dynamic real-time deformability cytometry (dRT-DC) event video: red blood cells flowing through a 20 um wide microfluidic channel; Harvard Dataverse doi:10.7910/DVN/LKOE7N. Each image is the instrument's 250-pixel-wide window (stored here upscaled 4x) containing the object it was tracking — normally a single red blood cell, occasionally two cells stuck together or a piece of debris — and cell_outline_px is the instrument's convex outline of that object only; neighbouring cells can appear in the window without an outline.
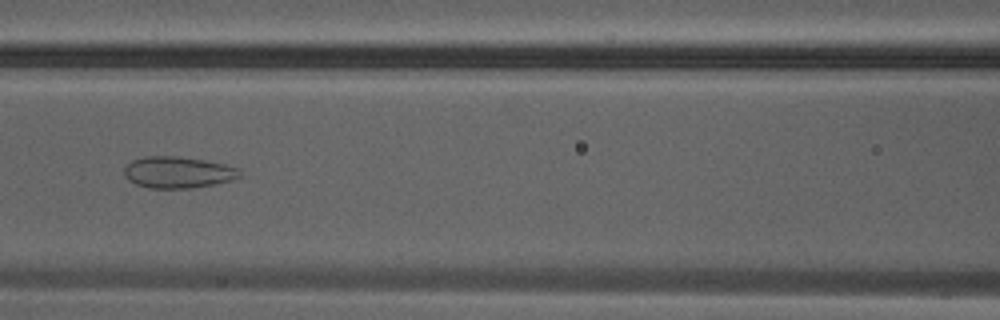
{"species": "Egyptian fruit bat (a non-hibernating species)", "species_latin": "Rousettus aegyptiacus", "temperature_condition": "warm", "stored_images_in_passage": 25, "camera_frame_rate_fps": 3000, "um_per_image_px": 0.085, "animal": {"sex": "male"}, "frame": {"image": 1, "passage_image": 8, "time_ms": 2.333, "image_size_px": [1000, 320], "cell_outline_px": [[240, 176], [232, 180], [216, 184], [192, 188], [148, 188], [136, 184], [128, 180], [124, 176], [124, 168], [132, 160], [144, 156], [176, 156], [204, 160], [224, 164], [240, 168]], "centroid_in_image_um": [15.12, 14.65], "position_along_channel_um": 151.5, "area_um2": 21.33}}